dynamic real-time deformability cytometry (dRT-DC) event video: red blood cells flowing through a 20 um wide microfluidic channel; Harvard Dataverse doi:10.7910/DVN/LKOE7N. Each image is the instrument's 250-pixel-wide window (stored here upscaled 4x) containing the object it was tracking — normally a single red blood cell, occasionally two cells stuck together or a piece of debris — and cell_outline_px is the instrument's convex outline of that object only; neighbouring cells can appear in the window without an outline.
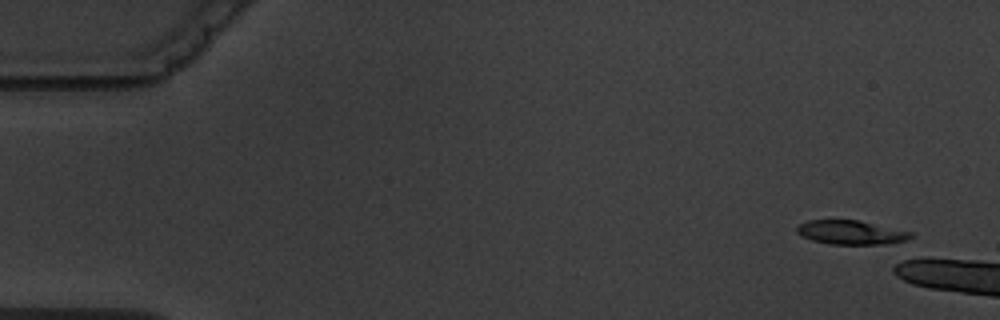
{"species": "common noctule bat (a hibernating species)", "species_latin": "Nyctalus noctula", "temperature_condition": "warm", "stored_images_in_passage": 2, "camera_frame_rate_fps": 3000, "um_per_image_px": 0.085, "animal": {"sex": "male", "body_mass_g": 19.5, "forearm_length_mm": 54.6}, "frame": {"image": 1, "passage_image": 1, "time_ms": 0.0, "image_size_px": [1000, 320], "cell_outline_px": [[912, 236], [908, 240], [888, 244], [832, 244], [812, 240], [800, 236], [796, 232], [796, 228], [800, 224], [808, 220], [856, 220], [912, 232]], "centroid_in_image_um": [72.31, 19.76], "position_along_channel_um": 12.7, "area_um2": 15.84}}